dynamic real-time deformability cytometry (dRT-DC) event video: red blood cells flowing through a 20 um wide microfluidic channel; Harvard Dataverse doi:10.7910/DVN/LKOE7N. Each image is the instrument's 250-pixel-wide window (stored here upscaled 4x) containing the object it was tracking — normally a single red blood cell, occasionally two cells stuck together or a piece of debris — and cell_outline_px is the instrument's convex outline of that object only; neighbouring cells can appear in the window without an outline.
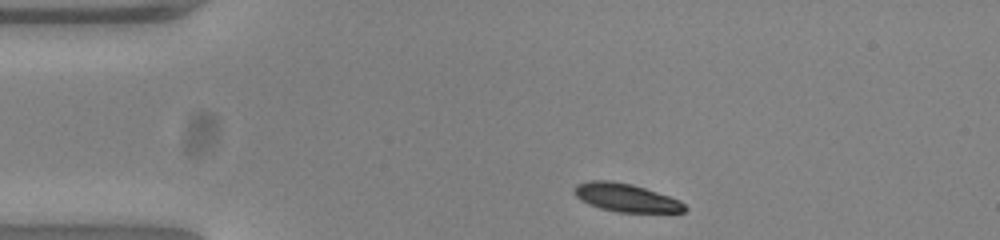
{"species": "common noctule bat (a hibernating species)", "species_latin": "Nyctalus noctula", "temperature_condition": "warm", "stored_images_in_passage": 44, "camera_frame_rate_fps": 3000, "um_per_image_px": 0.085, "animal": {"sex": "female", "body_mass_g": 23.0, "forearm_length_mm": 53.4}, "frame": {"image": 1, "passage_image": 1, "time_ms": 0.0, "image_size_px": [1000, 240], "cell_outline_px": [[688, 208], [684, 212], [616, 212], [600, 208], [580, 200], [576, 196], [576, 184], [592, 180], [612, 180], [632, 184], [680, 200]], "centroid_in_image_um": [53.22, 16.8], "position_along_channel_um": 31.8, "area_um2": 17.98}}
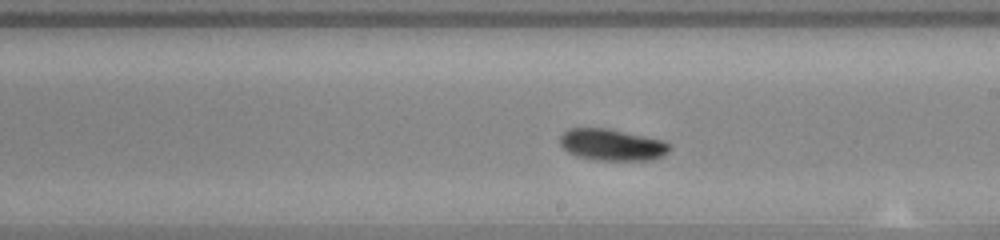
{"frame": {"image": 2, "passage_image": 21, "time_ms": 6.667, "image_size_px": [1000, 240], "cell_outline_px": [[668, 152], [652, 160], [596, 160], [576, 156], [568, 152], [560, 144], [560, 136], [568, 128], [608, 128], [664, 140], [668, 144]], "centroid_in_image_um": [51.98, 12.3], "position_along_channel_um": 237.0, "area_um2": 20.11}}
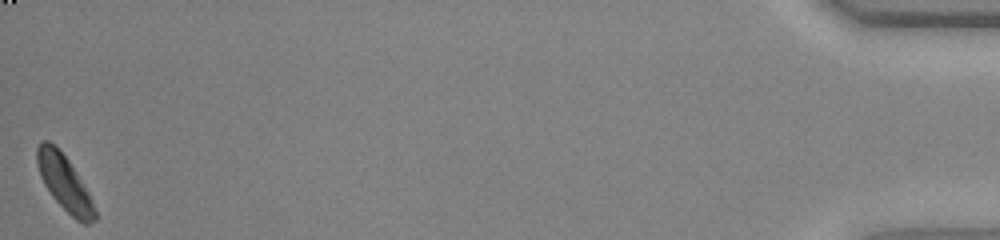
{"frame": {"image": 3, "passage_image": 44, "time_ms": 14.333, "image_size_px": [1000, 240], "cell_outline_px": [[96, 220], [88, 224], [84, 224], [76, 220], [52, 196], [44, 184], [40, 176], [36, 164], [36, 148], [44, 140], [48, 140], [68, 160], [88, 192], [96, 212]], "centroid_in_image_um": [5.46, 15.57], "position_along_channel_um": 429.7, "area_um2": 18.15}, "authors_computed_cell_mechanics": {"area_um2": 19.1896, "velocity_mm_per_s": 3.822, "shape_relaxation_time_tau1_ms": 3.8362, "shape_relaxation_time_tau2_ms": null, "deformation_change_tau1": 0.1647, "deformation_change_tau2": null}}